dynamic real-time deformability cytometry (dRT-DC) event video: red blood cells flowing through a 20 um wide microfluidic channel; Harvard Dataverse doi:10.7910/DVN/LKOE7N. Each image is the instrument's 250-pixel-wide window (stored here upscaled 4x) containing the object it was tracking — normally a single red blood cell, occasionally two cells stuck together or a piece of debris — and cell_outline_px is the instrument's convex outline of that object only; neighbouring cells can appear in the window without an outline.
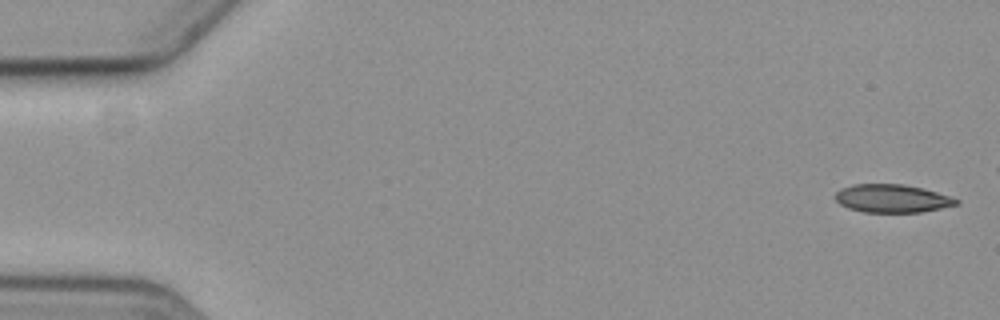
{"species": "common noctule bat (a hibernating species)", "species_latin": "Nyctalus noctula", "temperature_condition": "cold", "stored_images_in_passage": 5, "camera_frame_rate_fps": 3000, "um_per_image_px": 0.085, "animal": {"sex": "female", "body_mass_g": 19.3, "forearm_length_mm": 54.1}, "frame": {"image": 1, "passage_image": 1, "time_ms": 0.0, "image_size_px": [1000, 320], "cell_outline_px": [[960, 200], [956, 204], [940, 208], [920, 212], [864, 212], [848, 208], [840, 204], [836, 200], [836, 192], [840, 188], [852, 184], [900, 184], [924, 188]], "centroid_in_image_um": [75.78, 16.86], "position_along_channel_um": 9.2, "area_um2": 19.65}}